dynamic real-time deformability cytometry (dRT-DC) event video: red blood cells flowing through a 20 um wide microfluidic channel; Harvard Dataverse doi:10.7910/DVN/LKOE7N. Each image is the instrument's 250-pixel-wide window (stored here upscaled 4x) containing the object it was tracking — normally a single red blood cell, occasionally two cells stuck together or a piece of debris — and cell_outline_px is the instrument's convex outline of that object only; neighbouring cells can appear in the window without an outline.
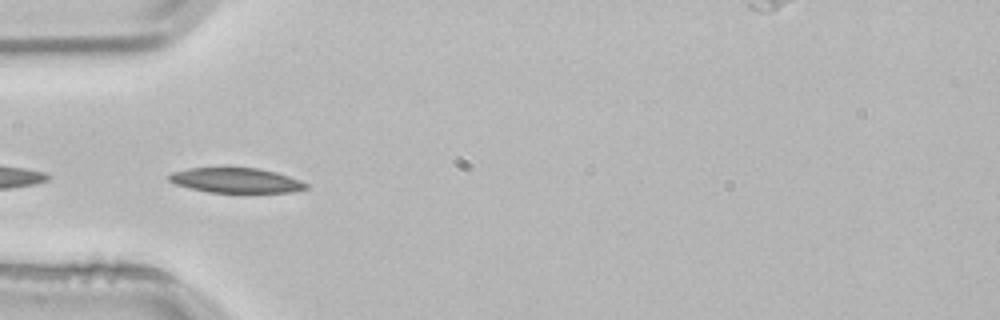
{"species": "common noctule bat (a hibernating species)", "species_latin": "Nyctalus noctula", "temperature_condition": "room temperature", "stored_images_in_passage": 4, "camera_frame_rate_fps": 3000, "um_per_image_px": 0.085, "animal": {"sex": "male", "body_mass_g": 21.5, "forearm_length_mm": 52.0}, "frame": {"image": 1, "passage_image": 4, "time_ms": 1.0, "image_size_px": [1000, 320], "cell_outline_px": [[308, 188], [292, 192], [208, 192], [188, 188], [176, 184], [168, 180], [168, 176], [172, 172], [188, 168], [260, 168], [276, 172], [300, 180], [308, 184]], "centroid_in_image_um": [20.05, 15.33], "position_along_channel_um": 65.0, "area_um2": 19.83}}